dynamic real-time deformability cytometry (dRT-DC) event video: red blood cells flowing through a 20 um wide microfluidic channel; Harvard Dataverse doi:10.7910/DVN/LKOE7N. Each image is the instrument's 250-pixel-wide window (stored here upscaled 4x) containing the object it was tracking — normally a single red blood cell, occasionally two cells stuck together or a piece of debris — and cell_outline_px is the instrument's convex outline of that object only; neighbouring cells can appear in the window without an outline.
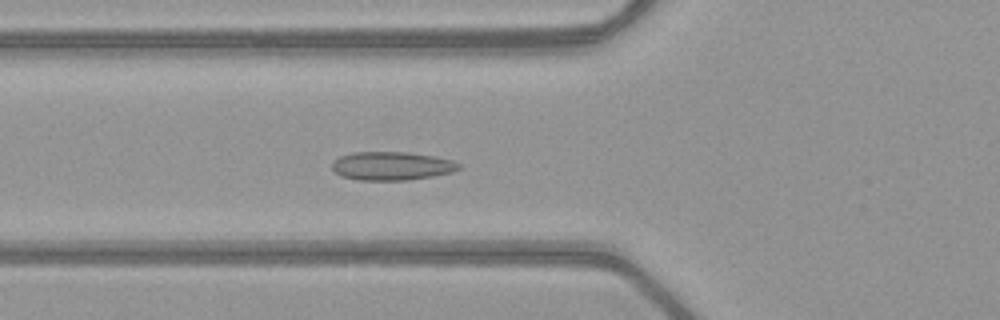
{"species": "common noctule bat (a hibernating species)", "species_latin": "Nyctalus noctula", "temperature_condition": "warm", "stored_images_in_passage": 51, "camera_frame_rate_fps": 3000, "um_per_image_px": 0.085, "animal": {"sex": "female", "body_mass_g": 21.9}, "frame": {"image": 1, "passage_image": 19, "time_ms": 6.0, "image_size_px": [1000, 320], "cell_outline_px": [[464, 168], [452, 172], [432, 176], [408, 180], [360, 180], [340, 176], [332, 168], [332, 160], [340, 156], [352, 152], [408, 152], [436, 156], [452, 160], [460, 164]], "centroid_in_image_um": [33.31, 14.1], "position_along_channel_um": 92.5, "area_um2": 21.27}}
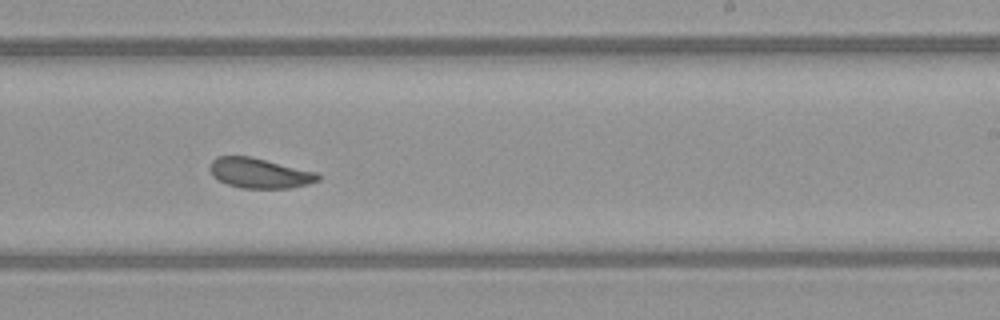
{"frame": {"image": 2, "passage_image": 32, "time_ms": 10.333, "image_size_px": [1000, 320], "cell_outline_px": [[320, 180], [308, 184], [292, 188], [240, 188], [228, 184], [212, 176], [208, 168], [212, 160], [216, 156], [252, 156], [316, 172], [320, 176]], "centroid_in_image_um": [22.04, 14.71], "position_along_channel_um": 267.0, "area_um2": 19.07}}
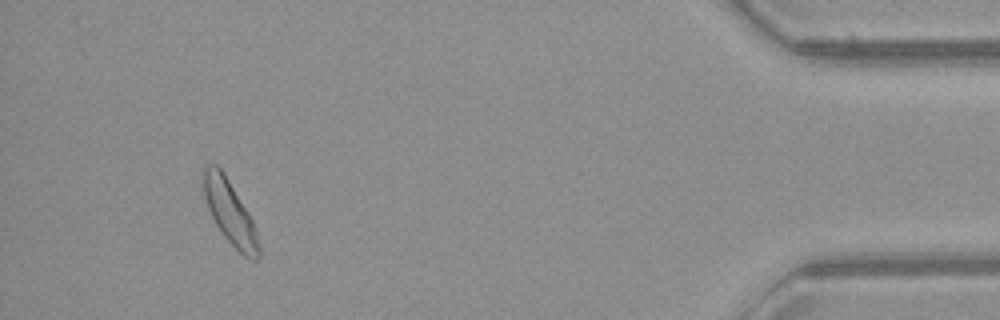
{"frame": {"image": 3, "passage_image": 48, "time_ms": 15.667, "image_size_px": [1000, 320], "cell_outline_px": [[260, 256], [256, 260], [252, 260], [244, 256], [224, 236], [216, 224], [208, 208], [204, 196], [200, 176], [200, 168], [204, 164], [216, 164], [224, 172], [248, 212], [256, 228], [260, 244]], "centroid_in_image_um": [19.5, 17.98], "position_along_channel_um": 415.7, "area_um2": 20.87}, "authors_computed_cell_mechanics": {"area_um2": 19.9988, "velocity_mm_per_s": 4.0066, "shape_relaxation_time_tau1_ms": 3.769, "shape_relaxation_time_tau2_ms": 0.8863, "deformation_change_tau1": 0.0773, "deformation_change_tau2": 0.0646}}